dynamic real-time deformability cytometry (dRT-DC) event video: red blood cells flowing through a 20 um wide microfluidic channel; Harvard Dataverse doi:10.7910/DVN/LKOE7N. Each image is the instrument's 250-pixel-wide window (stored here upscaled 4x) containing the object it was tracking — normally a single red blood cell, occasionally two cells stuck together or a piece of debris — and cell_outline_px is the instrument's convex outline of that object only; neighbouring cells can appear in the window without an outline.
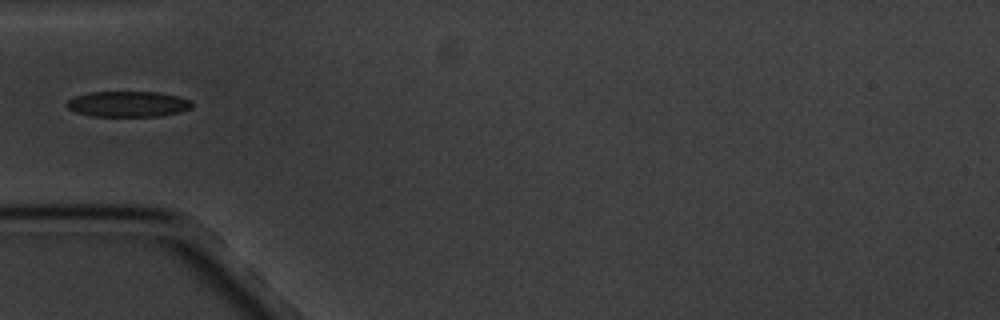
{"species": "common noctule bat (a hibernating species)", "species_latin": "Nyctalus noctula", "temperature_condition": "cold", "stored_images_in_passage": 11, "camera_frame_rate_fps": 3000, "um_per_image_px": 0.085, "animal": {"sex": "male", "body_mass_g": 20.1, "forearm_length_mm": 53.5}, "frame": {"image": 1, "passage_image": 6, "time_ms": 6.0, "image_size_px": [1000, 320], "cell_outline_px": [[192, 108], [180, 112], [160, 116], [92, 116], [76, 112], [68, 108], [64, 104], [72, 96], [88, 92], [160, 92], [192, 100]], "centroid_in_image_um": [10.86, 8.84], "position_along_channel_um": 74.1, "area_um2": 18.9}}
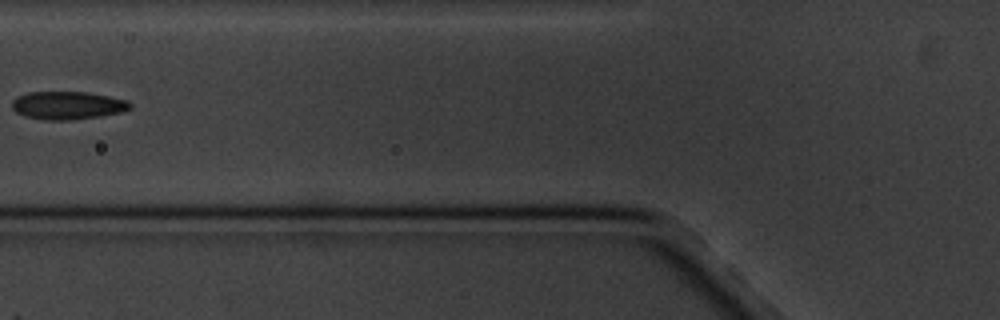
{"frame": {"image": 2, "passage_image": 7, "time_ms": 7.333, "image_size_px": [1000, 320], "cell_outline_px": [[132, 108], [124, 112], [100, 116], [68, 120], [48, 120], [24, 116], [16, 112], [12, 108], [12, 100], [16, 96], [28, 92], [84, 92], [108, 96], [128, 100], [132, 104]], "centroid_in_image_um": [5.76, 8.95], "position_along_channel_um": 120.0, "area_um2": 19.36}}
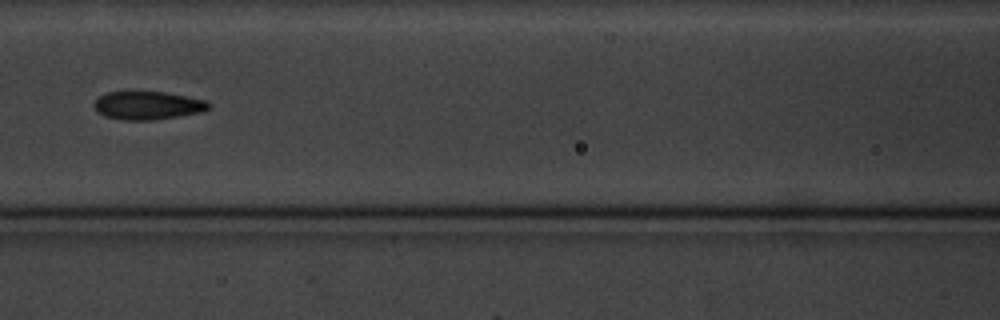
{"frame": {"image": 3, "passage_image": 8, "time_ms": 8.333, "image_size_px": [1000, 320], "cell_outline_px": [[212, 104], [204, 112], [152, 120], [120, 120], [104, 116], [96, 112], [92, 104], [100, 96], [108, 92], [164, 92], [204, 100]], "centroid_in_image_um": [12.52, 8.98], "position_along_channel_um": 154.1, "area_um2": 18.84}}